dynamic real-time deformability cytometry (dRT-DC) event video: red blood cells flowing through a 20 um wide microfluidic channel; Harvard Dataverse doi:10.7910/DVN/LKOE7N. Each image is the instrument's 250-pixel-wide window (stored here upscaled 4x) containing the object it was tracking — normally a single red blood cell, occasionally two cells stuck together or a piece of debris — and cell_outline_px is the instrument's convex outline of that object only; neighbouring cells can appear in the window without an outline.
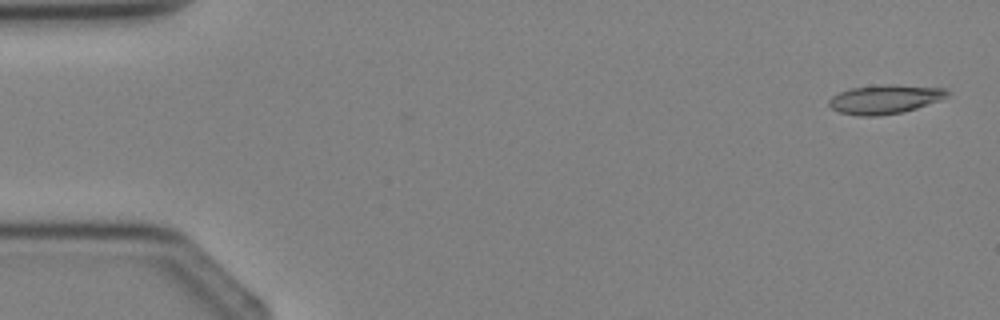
{"species": "Egyptian fruit bat (a non-hibernating species)", "species_latin": "Rousettus aegyptiacus", "temperature_condition": "cold", "stored_images_in_passage": 4, "segment_of_instrument_passage": [1, 2], "camera_frame_rate_fps": 3000, "um_per_image_px": 0.085, "animal": {"sex": "female"}, "frame": {"image": 1, "passage_image": 1, "time_ms": 0.0, "image_size_px": [1000, 320], "cell_outline_px": [[952, 92], [948, 96], [940, 100], [904, 112], [876, 116], [856, 116], [840, 112], [832, 108], [828, 104], [828, 100], [832, 96], [840, 92], [852, 88], [880, 84], [892, 84], [944, 88]], "centroid_in_image_um": [75.23, 8.43], "position_along_channel_um": 9.8, "area_um2": 20.11}}
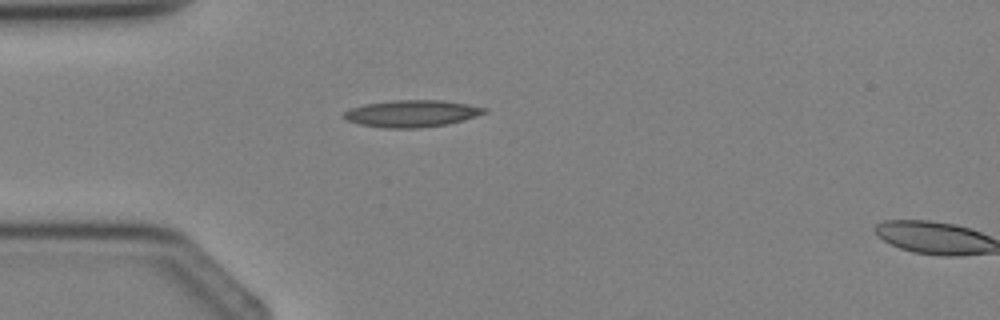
{"frame": {"image": 2, "passage_image": 3, "time_ms": 3.0, "image_size_px": [1000, 320], "cell_outline_px": [[488, 112], [464, 120], [448, 124], [416, 128], [384, 128], [360, 124], [344, 120], [340, 116], [344, 112], [352, 108], [364, 104], [396, 100], [444, 100], [468, 104], [488, 108]], "centroid_in_image_um": [35.0, 9.65], "position_along_channel_um": 50.0, "area_um2": 22.2}}